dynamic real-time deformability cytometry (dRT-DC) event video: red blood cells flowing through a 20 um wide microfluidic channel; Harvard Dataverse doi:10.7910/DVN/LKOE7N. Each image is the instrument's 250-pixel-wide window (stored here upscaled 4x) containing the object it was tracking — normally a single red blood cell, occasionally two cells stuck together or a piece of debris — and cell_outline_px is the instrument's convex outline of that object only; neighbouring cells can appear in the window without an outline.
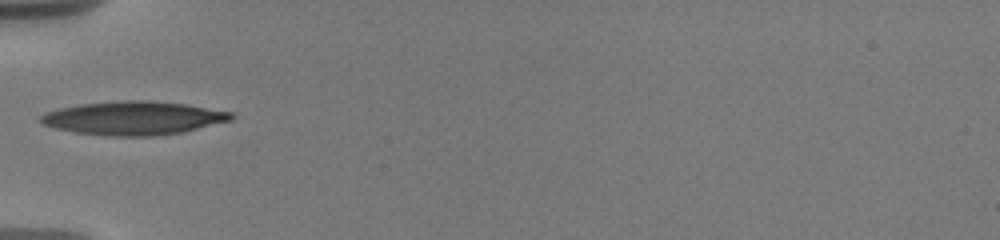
{"species": "human", "species_latin": "Homo sapiens", "temperature_condition": "warm", "stored_images_in_passage": 12, "camera_frame_rate_fps": 3000, "um_per_image_px": 0.085, "donor": {"sex": "male"}, "frame": {"image": 1, "passage_image": 1, "time_ms": 0.0, "image_size_px": [1000, 240], "cell_outline_px": [[236, 116], [232, 120], [184, 132], [148, 136], [112, 136], [76, 132], [56, 128], [44, 124], [40, 120], [40, 116], [44, 112], [60, 108], [80, 104], [128, 100], [148, 100], [188, 104], [232, 112]], "centroid_in_image_um": [11.39, 10.03], "position_along_channel_um": 73.6, "area_um2": 37.17}}
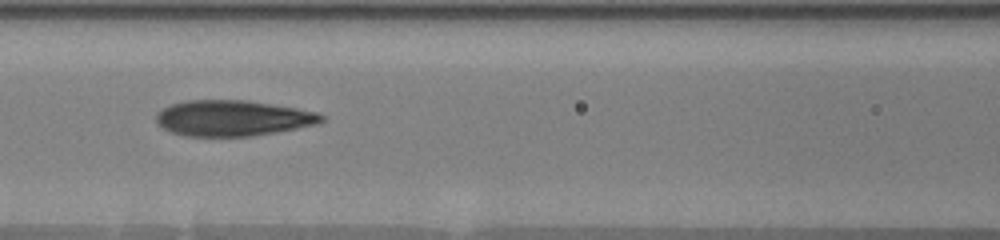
{"frame": {"image": 2, "passage_image": 6, "time_ms": 2.0, "image_size_px": [1000, 240], "cell_outline_px": [[324, 120], [316, 124], [296, 128], [248, 136], [184, 136], [172, 132], [156, 124], [156, 112], [172, 104], [188, 100], [248, 100], [320, 112], [324, 116]], "centroid_in_image_um": [19.76, 10.03], "position_along_channel_um": 146.8, "area_um2": 34.28}}
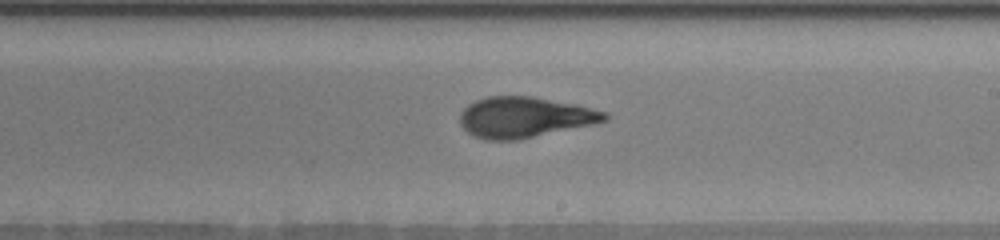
{"frame": {"image": 3, "passage_image": 12, "time_ms": 4.667, "image_size_px": [1000, 240], "cell_outline_px": [[608, 120], [596, 124], [520, 140], [488, 140], [476, 136], [468, 132], [460, 124], [460, 112], [468, 104], [476, 100], [488, 96], [532, 96], [576, 104], [608, 112]], "centroid_in_image_um": [44.63, 9.97], "position_along_channel_um": 244.4, "area_um2": 34.62}}